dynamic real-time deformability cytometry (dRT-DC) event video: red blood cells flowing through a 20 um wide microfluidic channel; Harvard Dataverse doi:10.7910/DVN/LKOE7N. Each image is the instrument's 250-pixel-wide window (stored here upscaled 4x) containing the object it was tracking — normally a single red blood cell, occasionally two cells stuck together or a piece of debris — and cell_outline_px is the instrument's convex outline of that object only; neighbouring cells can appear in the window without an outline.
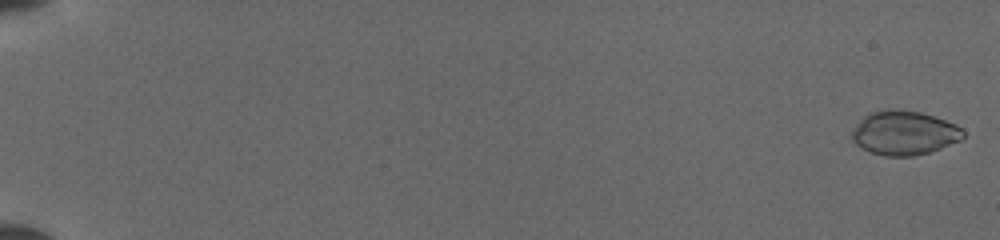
{"species": "common noctule bat (a hibernating species)", "species_latin": "Nyctalus noctula", "temperature_condition": "cold", "stored_images_in_passage": 51, "camera_frame_rate_fps": 3000, "um_per_image_px": 0.085, "animal": {"sex": "female", "body_mass_g": 19.5, "forearm_length_mm": 54.1}, "frame": {"image": 1, "passage_image": 1, "time_ms": 0.0, "image_size_px": [1000, 240], "cell_outline_px": [[964, 136], [960, 140], [940, 148], [928, 152], [912, 156], [884, 156], [860, 148], [852, 140], [852, 128], [868, 112], [888, 108], [920, 112], [956, 124], [964, 132]], "centroid_in_image_um": [76.81, 11.29], "position_along_channel_um": 8.2, "area_um2": 28.55}}
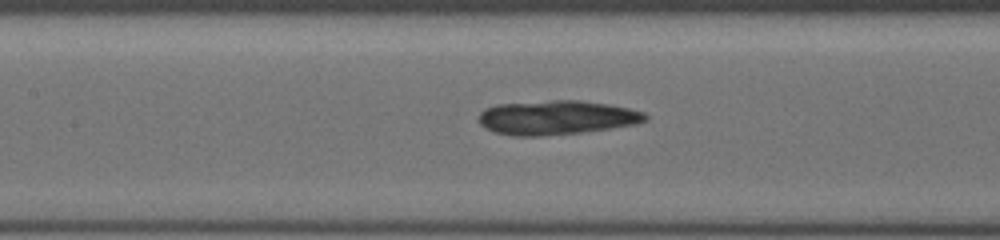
{"frame": {"image": 2, "passage_image": 26, "time_ms": 8.333, "image_size_px": [1000, 240], "cell_outline_px": [[648, 120], [636, 124], [612, 128], [580, 132], [540, 136], [512, 136], [492, 132], [484, 128], [476, 120], [476, 116], [484, 108], [496, 104], [552, 100], [580, 100], [608, 104], [628, 108], [644, 112], [648, 116]], "centroid_in_image_um": [47.24, 9.99], "position_along_channel_um": 160.2, "area_um2": 33.64}}
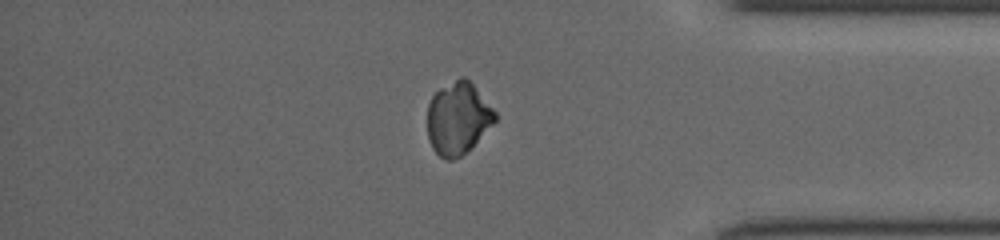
{"frame": {"image": 3, "passage_image": 44, "time_ms": 14.333, "image_size_px": [1000, 240], "cell_outline_px": [[496, 120], [472, 148], [460, 156], [452, 160], [444, 160], [432, 148], [428, 140], [428, 104], [432, 96], [440, 88], [460, 76], [464, 76], [472, 84], [496, 112]], "centroid_in_image_um": [38.91, 10.08], "position_along_channel_um": 396.3, "area_um2": 28.44}}